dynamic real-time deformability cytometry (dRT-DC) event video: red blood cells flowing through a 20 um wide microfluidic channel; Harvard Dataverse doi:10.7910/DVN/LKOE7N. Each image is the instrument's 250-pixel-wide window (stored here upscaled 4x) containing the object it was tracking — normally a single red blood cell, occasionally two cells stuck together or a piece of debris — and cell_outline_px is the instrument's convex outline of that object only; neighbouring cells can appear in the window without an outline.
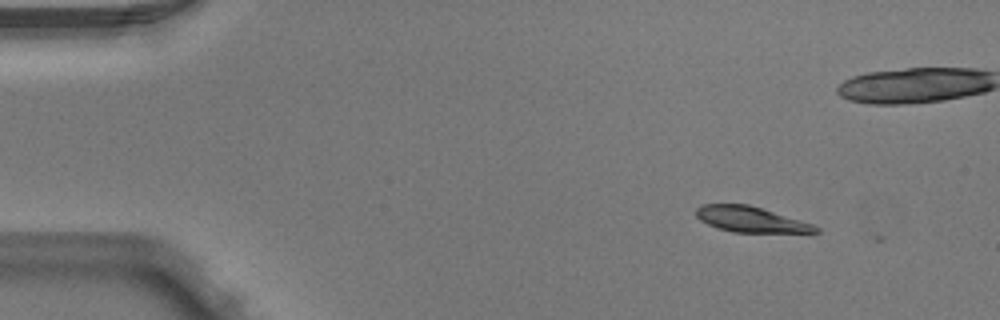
{"species": "Egyptian fruit bat (a non-hibernating species)", "species_latin": "Rousettus aegyptiacus", "temperature_condition": "warm", "stored_images_in_passage": 4, "camera_frame_rate_fps": 3000, "um_per_image_px": 0.085, "animal": {"sex": "male"}, "frame": {"image": 1, "passage_image": 1, "time_ms": 0.0, "image_size_px": [1000, 320], "cell_outline_px": [[820, 232], [732, 232], [708, 224], [700, 220], [696, 216], [696, 208], [704, 204], [748, 204], [812, 224], [820, 228]], "centroid_in_image_um": [63.78, 18.64], "position_along_channel_um": 21.2, "area_um2": 17.4}}